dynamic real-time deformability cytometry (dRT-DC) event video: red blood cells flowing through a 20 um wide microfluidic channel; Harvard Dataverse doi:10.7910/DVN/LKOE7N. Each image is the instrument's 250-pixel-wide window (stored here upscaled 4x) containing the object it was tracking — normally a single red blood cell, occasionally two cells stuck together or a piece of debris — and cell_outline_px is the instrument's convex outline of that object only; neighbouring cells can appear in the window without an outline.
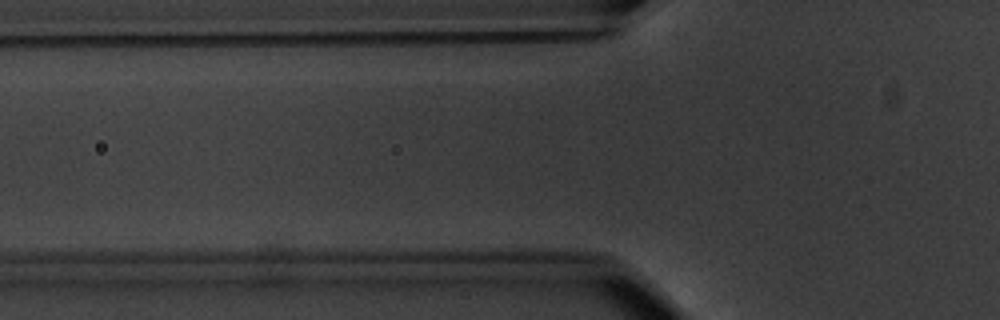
{"species": "common noctule bat (a hibernating species)", "species_latin": "Nyctalus noctula", "temperature_condition": "warm", "stored_images_in_passage": 4, "segment_of_instrument_passage": [2, 2], "camera_frame_rate_fps": 3000, "um_per_image_px": 0.085, "animal": {"sex": "male", "body_mass_g": 20.1, "forearm_length_mm": 53.5}, "frame": {"image": 1, "passage_image": 4, "time_ms": 4.333, "image_size_px": [1000, 320], "cell_outline_px": [[580, 200], [548, 208], [528, 208], [464, 204], [456, 200], [440, 188], [456, 180], [508, 180], [564, 188], [572, 192]], "centroid_in_image_um": [43.21, 16.48], "position_along_channel_um": 82.6, "area_um2": 20.92}}